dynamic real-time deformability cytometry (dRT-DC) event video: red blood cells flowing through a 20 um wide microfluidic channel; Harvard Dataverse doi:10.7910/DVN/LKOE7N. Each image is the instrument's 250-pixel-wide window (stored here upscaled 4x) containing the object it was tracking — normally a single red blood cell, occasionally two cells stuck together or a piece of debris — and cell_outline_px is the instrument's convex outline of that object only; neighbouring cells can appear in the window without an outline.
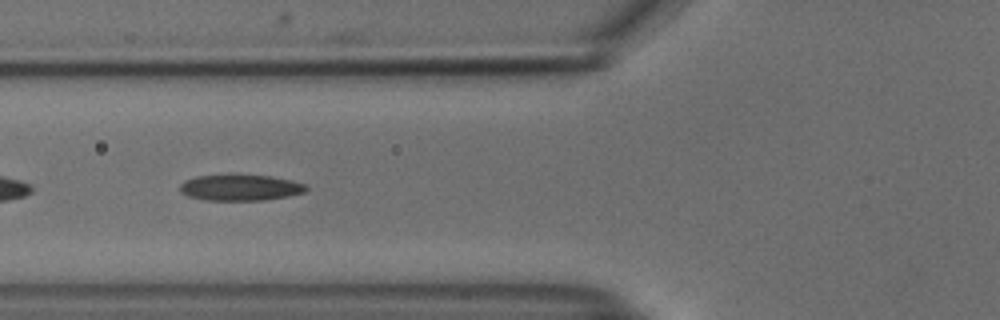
{"species": "common noctule bat (a hibernating species)", "species_latin": "Nyctalus noctula", "temperature_condition": "cold", "stored_images_in_passage": 41, "camera_frame_rate_fps": 3000, "um_per_image_px": 0.085, "animal": {"sex": "male", "body_mass_g": 18.8}, "frame": {"image": 1, "passage_image": 13, "time_ms": 4.0, "image_size_px": [1000, 320], "cell_outline_px": [[308, 188], [304, 192], [288, 196], [264, 200], [208, 200], [188, 196], [180, 192], [180, 184], [184, 180], [196, 176], [228, 172], [236, 172], [272, 176], [292, 180], [308, 184]], "centroid_in_image_um": [20.42, 15.89], "position_along_channel_um": 105.4, "area_um2": 20.11}}
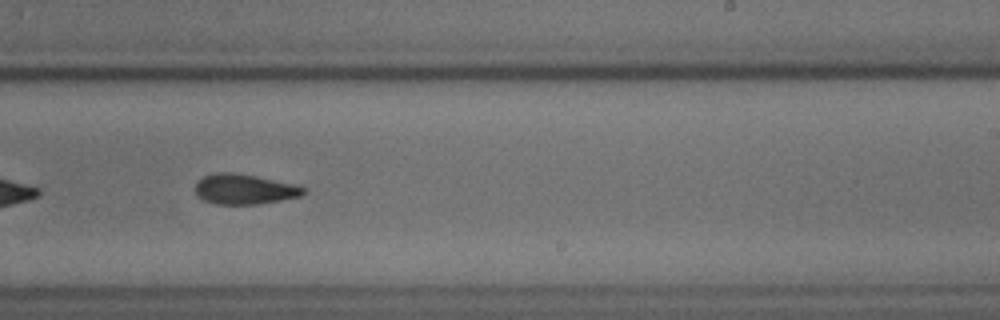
{"frame": {"image": 2, "passage_image": 26, "time_ms": 8.333, "image_size_px": [1000, 320], "cell_outline_px": [[304, 196], [260, 204], [216, 204], [204, 200], [196, 192], [196, 184], [204, 176], [216, 172], [232, 172], [256, 176], [296, 184], [304, 188]], "centroid_in_image_um": [20.82, 16.08], "position_along_channel_um": 268.2, "area_um2": 18.96}}
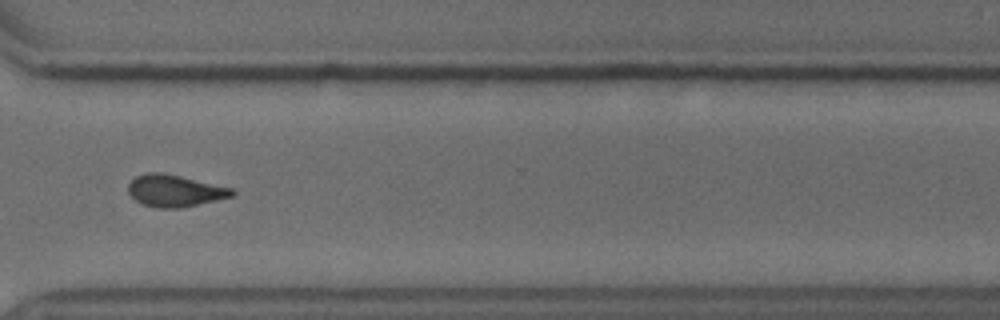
{"frame": {"image": 3, "passage_image": 33, "time_ms": 10.667, "image_size_px": [1000, 320], "cell_outline_px": [[236, 192], [232, 196], [216, 200], [180, 208], [156, 208], [140, 204], [128, 192], [128, 184], [136, 176], [148, 172], [164, 172], [232, 188]], "centroid_in_image_um": [14.83, 16.21], "position_along_channel_um": 355.8, "area_um2": 19.31}, "authors_computed_cell_mechanics": {"area_um2": 20.0566, "velocity_mm_per_s": 3.7487, "shape_relaxation_time_tau1_ms": 6.1709, "shape_relaxation_time_tau2_ms": 4.4108, "deformation_change_tau1": 0.1367, "deformation_change_tau2": 0.1222}}